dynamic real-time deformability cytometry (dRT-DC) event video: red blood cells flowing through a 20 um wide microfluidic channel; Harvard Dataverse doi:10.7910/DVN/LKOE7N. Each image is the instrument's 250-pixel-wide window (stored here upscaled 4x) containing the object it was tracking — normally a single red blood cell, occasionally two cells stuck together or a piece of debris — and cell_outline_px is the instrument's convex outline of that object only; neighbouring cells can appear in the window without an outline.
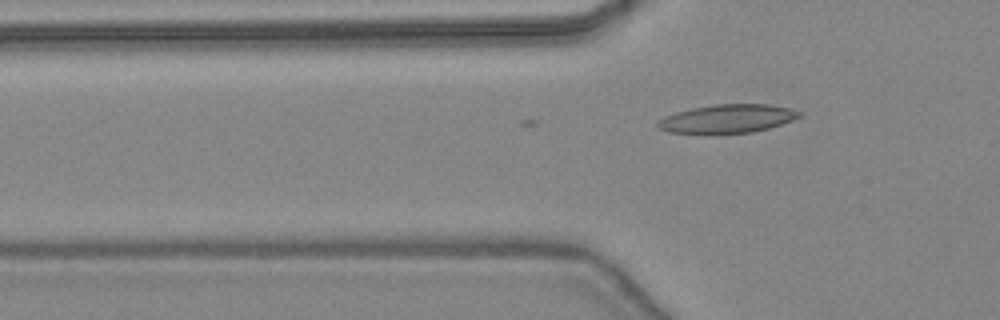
{"species": "common noctule bat (a hibernating species)", "species_latin": "Nyctalus noctula", "temperature_condition": "warm", "stored_images_in_passage": 17, "camera_frame_rate_fps": 3000, "um_per_image_px": 0.085, "animal": {"sex": "female", "body_mass_g": 24.6, "forearm_length_mm": 56.2}, "frame": {"image": 1, "passage_image": 17, "time_ms": 5.333, "image_size_px": [1000, 320], "cell_outline_px": [[800, 116], [792, 120], [768, 128], [752, 132], [712, 136], [708, 136], [668, 132], [660, 128], [656, 124], [656, 120], [664, 116], [676, 112], [692, 108], [716, 104], [768, 104], [788, 108], [800, 112]], "centroid_in_image_um": [61.72, 10.13], "position_along_channel_um": 64.1, "area_um2": 24.16}}